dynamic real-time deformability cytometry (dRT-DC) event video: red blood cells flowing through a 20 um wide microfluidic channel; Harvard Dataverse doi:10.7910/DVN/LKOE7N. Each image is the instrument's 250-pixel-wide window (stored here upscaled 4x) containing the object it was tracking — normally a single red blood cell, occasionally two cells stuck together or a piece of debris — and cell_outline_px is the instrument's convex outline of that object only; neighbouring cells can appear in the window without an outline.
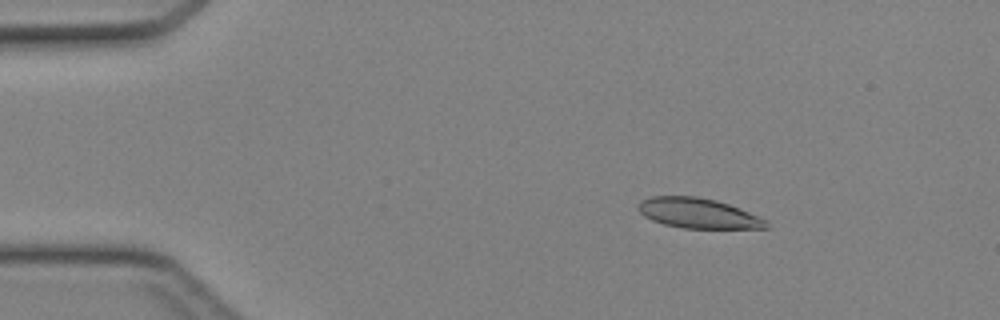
{"species": "Egyptian fruit bat (a non-hibernating species)", "species_latin": "Rousettus aegyptiacus", "temperature_condition": "cold", "stored_images_in_passage": 46, "camera_frame_rate_fps": 3000, "um_per_image_px": 0.085, "animal": {"sex": "female"}, "frame": {"image": 1, "passage_image": 8, "time_ms": 2.333, "image_size_px": [1000, 320], "cell_outline_px": [[768, 228], [684, 228], [664, 224], [652, 220], [644, 216], [636, 208], [640, 200], [652, 196], [696, 196], [716, 200], [740, 208], [768, 220]], "centroid_in_image_um": [59.33, 18.12], "position_along_channel_um": 25.7, "area_um2": 22.48}}
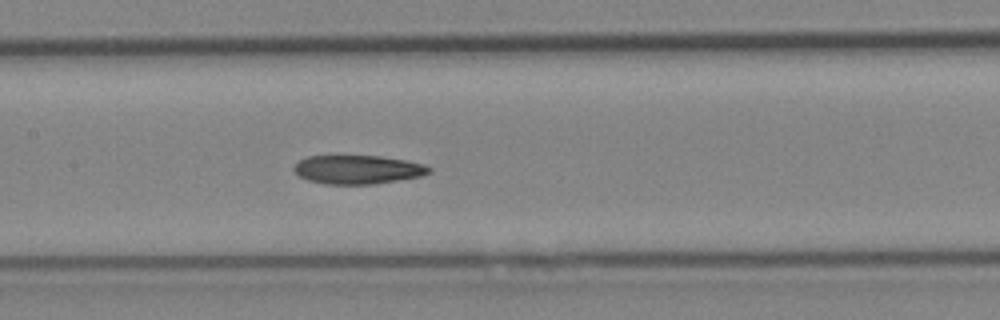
{"frame": {"image": 2, "passage_image": 23, "time_ms": 7.333, "image_size_px": [1000, 320], "cell_outline_px": [[432, 172], [424, 176], [372, 184], [324, 184], [308, 180], [300, 176], [292, 168], [300, 160], [308, 156], [380, 156], [408, 160], [424, 164], [432, 168]], "centroid_in_image_um": [30.47, 14.41], "position_along_channel_um": 176.9, "area_um2": 22.72}}
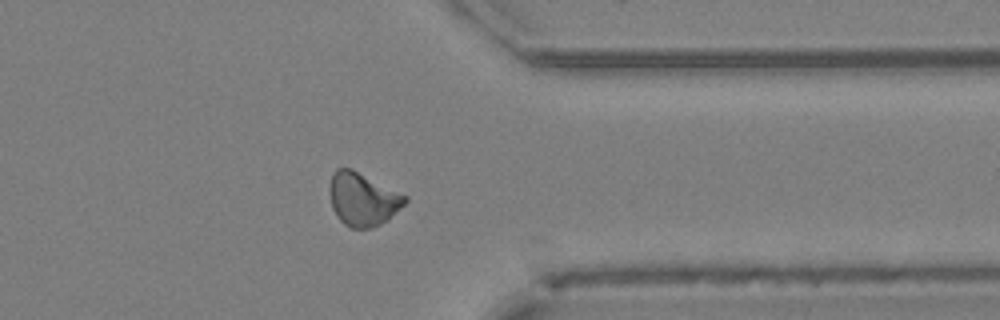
{"frame": {"image": 3, "passage_image": 37, "time_ms": 12.0, "image_size_px": [1000, 320], "cell_outline_px": [[408, 200], [388, 220], [372, 228], [352, 228], [344, 224], [336, 216], [332, 208], [328, 188], [332, 172], [336, 168], [352, 168], [408, 196]], "centroid_in_image_um": [30.81, 16.92], "position_along_channel_um": 380.6, "area_um2": 23.64}}